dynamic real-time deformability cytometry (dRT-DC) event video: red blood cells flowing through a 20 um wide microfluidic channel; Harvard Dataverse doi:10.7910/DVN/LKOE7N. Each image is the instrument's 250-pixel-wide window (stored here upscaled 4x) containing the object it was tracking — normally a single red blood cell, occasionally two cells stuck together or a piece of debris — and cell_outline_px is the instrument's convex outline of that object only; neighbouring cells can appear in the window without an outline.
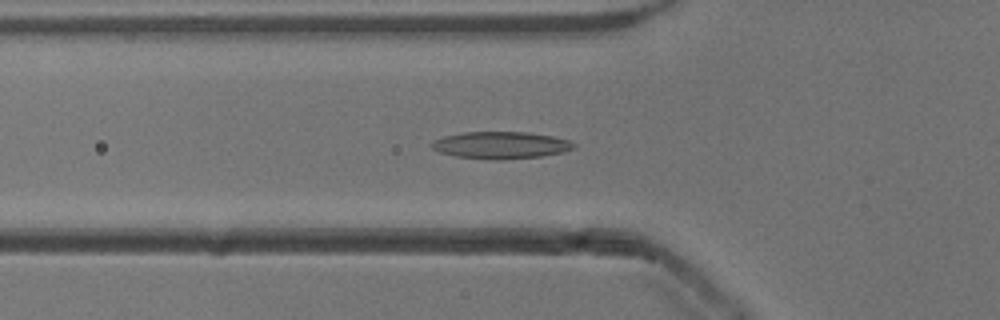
{"species": "common noctule bat (a hibernating species)", "species_latin": "Nyctalus noctula", "temperature_condition": "cold", "stored_images_in_passage": 53, "camera_frame_rate_fps": 3000, "um_per_image_px": 0.085, "animal": {"sex": "male", "body_mass_g": 13.3}, "frame": {"image": 1, "passage_image": 18, "time_ms": 5.667, "image_size_px": [1000, 320], "cell_outline_px": [[576, 148], [564, 152], [540, 156], [504, 160], [492, 160], [456, 156], [440, 152], [432, 148], [428, 144], [432, 140], [444, 136], [464, 132], [528, 132], [552, 136], [568, 140], [576, 144]], "centroid_in_image_um": [42.56, 12.34], "position_along_channel_um": 83.2, "area_um2": 22.6}}
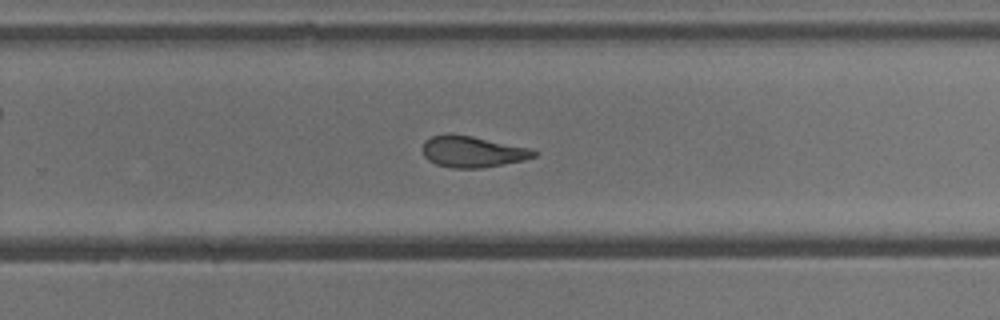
{"frame": {"image": 2, "passage_image": 34, "time_ms": 11.0, "image_size_px": [1000, 320], "cell_outline_px": [[540, 152], [536, 156], [524, 160], [480, 168], [452, 168], [436, 164], [428, 160], [424, 156], [424, 140], [432, 136], [448, 132], [452, 132], [532, 148]], "centroid_in_image_um": [40.18, 12.87], "position_along_channel_um": 289.6, "area_um2": 20.52}}
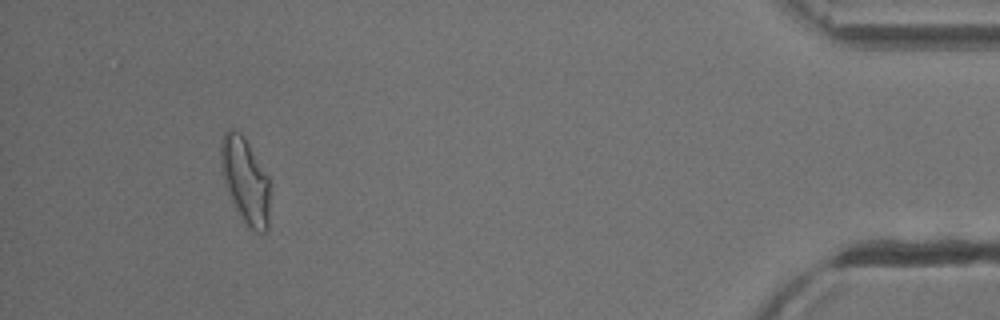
{"frame": {"image": 3, "passage_image": 49, "time_ms": 16.0, "image_size_px": [1000, 320], "cell_outline_px": [[268, 228], [264, 232], [256, 232], [248, 228], [232, 200], [228, 192], [224, 180], [220, 164], [220, 144], [224, 132], [228, 128], [232, 128], [240, 132], [244, 136], [268, 176]], "centroid_in_image_um": [20.82, 15.29], "position_along_channel_um": 414.4, "area_um2": 24.22}, "authors_computed_cell_mechanics": {"area_um2": 21.7328, "velocity_mm_per_s": 3.855, "shape_relaxation_time_tau1_ms": 7.2558, "shape_relaxation_time_tau2_ms": 3.3929, "deformation_change_tau1": 0.1905, "deformation_change_tau2": 0.1281}}